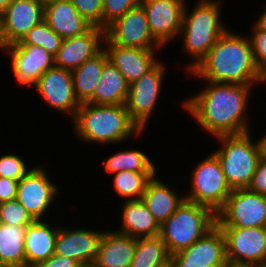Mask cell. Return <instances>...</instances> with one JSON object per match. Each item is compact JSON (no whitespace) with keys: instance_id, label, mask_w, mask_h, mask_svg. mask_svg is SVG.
<instances>
[{"instance_id":"obj_30","label":"cell","mask_w":266,"mask_h":267,"mask_svg":"<svg viewBox=\"0 0 266 267\" xmlns=\"http://www.w3.org/2000/svg\"><path fill=\"white\" fill-rule=\"evenodd\" d=\"M171 259L160 236L137 238V246L130 267H158Z\"/></svg>"},{"instance_id":"obj_40","label":"cell","mask_w":266,"mask_h":267,"mask_svg":"<svg viewBox=\"0 0 266 267\" xmlns=\"http://www.w3.org/2000/svg\"><path fill=\"white\" fill-rule=\"evenodd\" d=\"M78 265L79 264L75 260L53 254L50 258L41 262L36 267H78Z\"/></svg>"},{"instance_id":"obj_45","label":"cell","mask_w":266,"mask_h":267,"mask_svg":"<svg viewBox=\"0 0 266 267\" xmlns=\"http://www.w3.org/2000/svg\"><path fill=\"white\" fill-rule=\"evenodd\" d=\"M262 139H263V143H264V151L266 153V132H265V134H263Z\"/></svg>"},{"instance_id":"obj_43","label":"cell","mask_w":266,"mask_h":267,"mask_svg":"<svg viewBox=\"0 0 266 267\" xmlns=\"http://www.w3.org/2000/svg\"><path fill=\"white\" fill-rule=\"evenodd\" d=\"M13 0H0V14H3L9 3Z\"/></svg>"},{"instance_id":"obj_4","label":"cell","mask_w":266,"mask_h":267,"mask_svg":"<svg viewBox=\"0 0 266 267\" xmlns=\"http://www.w3.org/2000/svg\"><path fill=\"white\" fill-rule=\"evenodd\" d=\"M193 6L185 5L179 38L183 40V52L192 59L186 66L190 73L205 58L216 41L228 29L222 24L223 0H199ZM222 3V4H221Z\"/></svg>"},{"instance_id":"obj_29","label":"cell","mask_w":266,"mask_h":267,"mask_svg":"<svg viewBox=\"0 0 266 267\" xmlns=\"http://www.w3.org/2000/svg\"><path fill=\"white\" fill-rule=\"evenodd\" d=\"M103 163L105 172L112 175L120 171L157 173L154 160L152 161L145 152L138 149L120 150L104 158Z\"/></svg>"},{"instance_id":"obj_38","label":"cell","mask_w":266,"mask_h":267,"mask_svg":"<svg viewBox=\"0 0 266 267\" xmlns=\"http://www.w3.org/2000/svg\"><path fill=\"white\" fill-rule=\"evenodd\" d=\"M250 191L266 196V153H264L258 163L250 185Z\"/></svg>"},{"instance_id":"obj_8","label":"cell","mask_w":266,"mask_h":267,"mask_svg":"<svg viewBox=\"0 0 266 267\" xmlns=\"http://www.w3.org/2000/svg\"><path fill=\"white\" fill-rule=\"evenodd\" d=\"M226 241L229 265L266 266V227H219Z\"/></svg>"},{"instance_id":"obj_9","label":"cell","mask_w":266,"mask_h":267,"mask_svg":"<svg viewBox=\"0 0 266 267\" xmlns=\"http://www.w3.org/2000/svg\"><path fill=\"white\" fill-rule=\"evenodd\" d=\"M216 218L219 227H266V196L233 189Z\"/></svg>"},{"instance_id":"obj_14","label":"cell","mask_w":266,"mask_h":267,"mask_svg":"<svg viewBox=\"0 0 266 267\" xmlns=\"http://www.w3.org/2000/svg\"><path fill=\"white\" fill-rule=\"evenodd\" d=\"M187 0H141L150 32L163 49L178 37Z\"/></svg>"},{"instance_id":"obj_15","label":"cell","mask_w":266,"mask_h":267,"mask_svg":"<svg viewBox=\"0 0 266 267\" xmlns=\"http://www.w3.org/2000/svg\"><path fill=\"white\" fill-rule=\"evenodd\" d=\"M4 52L11 59L10 67L20 87L33 85L36 88L39 78L55 66L54 56L41 46L10 44L5 47Z\"/></svg>"},{"instance_id":"obj_28","label":"cell","mask_w":266,"mask_h":267,"mask_svg":"<svg viewBox=\"0 0 266 267\" xmlns=\"http://www.w3.org/2000/svg\"><path fill=\"white\" fill-rule=\"evenodd\" d=\"M26 227L0 223V261L8 267H26Z\"/></svg>"},{"instance_id":"obj_13","label":"cell","mask_w":266,"mask_h":267,"mask_svg":"<svg viewBox=\"0 0 266 267\" xmlns=\"http://www.w3.org/2000/svg\"><path fill=\"white\" fill-rule=\"evenodd\" d=\"M175 267H228L226 241L216 224L203 237L171 255Z\"/></svg>"},{"instance_id":"obj_5","label":"cell","mask_w":266,"mask_h":267,"mask_svg":"<svg viewBox=\"0 0 266 267\" xmlns=\"http://www.w3.org/2000/svg\"><path fill=\"white\" fill-rule=\"evenodd\" d=\"M251 132L215 137L220 146L213 153L219 159L227 182L232 189L247 188L265 153L261 138L254 141Z\"/></svg>"},{"instance_id":"obj_10","label":"cell","mask_w":266,"mask_h":267,"mask_svg":"<svg viewBox=\"0 0 266 267\" xmlns=\"http://www.w3.org/2000/svg\"><path fill=\"white\" fill-rule=\"evenodd\" d=\"M166 67L161 60L152 70L129 85L125 103L130 118L145 130L153 115L164 84ZM165 72V73H164Z\"/></svg>"},{"instance_id":"obj_3","label":"cell","mask_w":266,"mask_h":267,"mask_svg":"<svg viewBox=\"0 0 266 267\" xmlns=\"http://www.w3.org/2000/svg\"><path fill=\"white\" fill-rule=\"evenodd\" d=\"M72 121L74 133L82 142L98 145L126 143L144 132L130 118L125 105L81 103Z\"/></svg>"},{"instance_id":"obj_44","label":"cell","mask_w":266,"mask_h":267,"mask_svg":"<svg viewBox=\"0 0 266 267\" xmlns=\"http://www.w3.org/2000/svg\"><path fill=\"white\" fill-rule=\"evenodd\" d=\"M158 267H175V265H174L173 260L170 259L169 261H167L166 263H164L163 265L158 266Z\"/></svg>"},{"instance_id":"obj_6","label":"cell","mask_w":266,"mask_h":267,"mask_svg":"<svg viewBox=\"0 0 266 267\" xmlns=\"http://www.w3.org/2000/svg\"><path fill=\"white\" fill-rule=\"evenodd\" d=\"M216 219L210 208L185 199L160 225L159 236L173 255L203 237L216 225Z\"/></svg>"},{"instance_id":"obj_33","label":"cell","mask_w":266,"mask_h":267,"mask_svg":"<svg viewBox=\"0 0 266 267\" xmlns=\"http://www.w3.org/2000/svg\"><path fill=\"white\" fill-rule=\"evenodd\" d=\"M34 219L17 199L0 203V223L16 226H28Z\"/></svg>"},{"instance_id":"obj_20","label":"cell","mask_w":266,"mask_h":267,"mask_svg":"<svg viewBox=\"0 0 266 267\" xmlns=\"http://www.w3.org/2000/svg\"><path fill=\"white\" fill-rule=\"evenodd\" d=\"M105 30L93 26L87 33L63 39L54 56L55 67L74 70L103 49Z\"/></svg>"},{"instance_id":"obj_2","label":"cell","mask_w":266,"mask_h":267,"mask_svg":"<svg viewBox=\"0 0 266 267\" xmlns=\"http://www.w3.org/2000/svg\"><path fill=\"white\" fill-rule=\"evenodd\" d=\"M243 35L228 28L188 75L205 82L265 85V78L258 72L250 40Z\"/></svg>"},{"instance_id":"obj_36","label":"cell","mask_w":266,"mask_h":267,"mask_svg":"<svg viewBox=\"0 0 266 267\" xmlns=\"http://www.w3.org/2000/svg\"><path fill=\"white\" fill-rule=\"evenodd\" d=\"M252 33L248 36L258 72L266 79V32L254 24Z\"/></svg>"},{"instance_id":"obj_34","label":"cell","mask_w":266,"mask_h":267,"mask_svg":"<svg viewBox=\"0 0 266 267\" xmlns=\"http://www.w3.org/2000/svg\"><path fill=\"white\" fill-rule=\"evenodd\" d=\"M141 0H103L102 29H106L129 10L139 6Z\"/></svg>"},{"instance_id":"obj_11","label":"cell","mask_w":266,"mask_h":267,"mask_svg":"<svg viewBox=\"0 0 266 267\" xmlns=\"http://www.w3.org/2000/svg\"><path fill=\"white\" fill-rule=\"evenodd\" d=\"M44 166L36 165L18 181L17 201L34 220H43L53 202L59 196L60 187L53 183Z\"/></svg>"},{"instance_id":"obj_23","label":"cell","mask_w":266,"mask_h":267,"mask_svg":"<svg viewBox=\"0 0 266 267\" xmlns=\"http://www.w3.org/2000/svg\"><path fill=\"white\" fill-rule=\"evenodd\" d=\"M58 228L46 220H34L26 227L24 236L26 267H36L54 254Z\"/></svg>"},{"instance_id":"obj_37","label":"cell","mask_w":266,"mask_h":267,"mask_svg":"<svg viewBox=\"0 0 266 267\" xmlns=\"http://www.w3.org/2000/svg\"><path fill=\"white\" fill-rule=\"evenodd\" d=\"M76 10L93 26L102 28L103 0H71Z\"/></svg>"},{"instance_id":"obj_41","label":"cell","mask_w":266,"mask_h":267,"mask_svg":"<svg viewBox=\"0 0 266 267\" xmlns=\"http://www.w3.org/2000/svg\"><path fill=\"white\" fill-rule=\"evenodd\" d=\"M258 29H261L266 32V7L261 15L253 23Z\"/></svg>"},{"instance_id":"obj_18","label":"cell","mask_w":266,"mask_h":267,"mask_svg":"<svg viewBox=\"0 0 266 267\" xmlns=\"http://www.w3.org/2000/svg\"><path fill=\"white\" fill-rule=\"evenodd\" d=\"M44 20V0H13L2 14L6 46L17 43Z\"/></svg>"},{"instance_id":"obj_47","label":"cell","mask_w":266,"mask_h":267,"mask_svg":"<svg viewBox=\"0 0 266 267\" xmlns=\"http://www.w3.org/2000/svg\"><path fill=\"white\" fill-rule=\"evenodd\" d=\"M0 267H8V266L0 261Z\"/></svg>"},{"instance_id":"obj_42","label":"cell","mask_w":266,"mask_h":267,"mask_svg":"<svg viewBox=\"0 0 266 267\" xmlns=\"http://www.w3.org/2000/svg\"><path fill=\"white\" fill-rule=\"evenodd\" d=\"M6 47L5 38L3 35V23H2V14H0V50L3 51Z\"/></svg>"},{"instance_id":"obj_19","label":"cell","mask_w":266,"mask_h":267,"mask_svg":"<svg viewBox=\"0 0 266 267\" xmlns=\"http://www.w3.org/2000/svg\"><path fill=\"white\" fill-rule=\"evenodd\" d=\"M103 45L109 61L124 75L129 85L152 70L160 62V59L156 57V53L160 49L117 46L106 37Z\"/></svg>"},{"instance_id":"obj_1","label":"cell","mask_w":266,"mask_h":267,"mask_svg":"<svg viewBox=\"0 0 266 267\" xmlns=\"http://www.w3.org/2000/svg\"><path fill=\"white\" fill-rule=\"evenodd\" d=\"M199 93L181 103L182 108L196 119L206 133L220 135L241 134L251 131L247 109L255 85L205 82ZM248 102V103H247Z\"/></svg>"},{"instance_id":"obj_25","label":"cell","mask_w":266,"mask_h":267,"mask_svg":"<svg viewBox=\"0 0 266 267\" xmlns=\"http://www.w3.org/2000/svg\"><path fill=\"white\" fill-rule=\"evenodd\" d=\"M122 205L121 225L114 231L135 238L159 236L160 225L142 200L123 201Z\"/></svg>"},{"instance_id":"obj_7","label":"cell","mask_w":266,"mask_h":267,"mask_svg":"<svg viewBox=\"0 0 266 267\" xmlns=\"http://www.w3.org/2000/svg\"><path fill=\"white\" fill-rule=\"evenodd\" d=\"M186 200L210 208L217 214L225 205L232 192L217 156L212 152L198 162L191 172Z\"/></svg>"},{"instance_id":"obj_39","label":"cell","mask_w":266,"mask_h":267,"mask_svg":"<svg viewBox=\"0 0 266 267\" xmlns=\"http://www.w3.org/2000/svg\"><path fill=\"white\" fill-rule=\"evenodd\" d=\"M18 181L0 177V203L16 199Z\"/></svg>"},{"instance_id":"obj_16","label":"cell","mask_w":266,"mask_h":267,"mask_svg":"<svg viewBox=\"0 0 266 267\" xmlns=\"http://www.w3.org/2000/svg\"><path fill=\"white\" fill-rule=\"evenodd\" d=\"M35 89L47 105L74 119L80 103L74 94L70 70L55 66L48 69L37 81Z\"/></svg>"},{"instance_id":"obj_32","label":"cell","mask_w":266,"mask_h":267,"mask_svg":"<svg viewBox=\"0 0 266 267\" xmlns=\"http://www.w3.org/2000/svg\"><path fill=\"white\" fill-rule=\"evenodd\" d=\"M62 40L63 39L43 20L33 27L21 41L14 44L41 46L45 51L55 56L60 49Z\"/></svg>"},{"instance_id":"obj_46","label":"cell","mask_w":266,"mask_h":267,"mask_svg":"<svg viewBox=\"0 0 266 267\" xmlns=\"http://www.w3.org/2000/svg\"><path fill=\"white\" fill-rule=\"evenodd\" d=\"M78 267H95L94 264H80Z\"/></svg>"},{"instance_id":"obj_12","label":"cell","mask_w":266,"mask_h":267,"mask_svg":"<svg viewBox=\"0 0 266 267\" xmlns=\"http://www.w3.org/2000/svg\"><path fill=\"white\" fill-rule=\"evenodd\" d=\"M105 37L117 46L162 49L153 38L143 6L129 10L105 29Z\"/></svg>"},{"instance_id":"obj_22","label":"cell","mask_w":266,"mask_h":267,"mask_svg":"<svg viewBox=\"0 0 266 267\" xmlns=\"http://www.w3.org/2000/svg\"><path fill=\"white\" fill-rule=\"evenodd\" d=\"M137 246V238L105 230L101 236L95 267H130Z\"/></svg>"},{"instance_id":"obj_21","label":"cell","mask_w":266,"mask_h":267,"mask_svg":"<svg viewBox=\"0 0 266 267\" xmlns=\"http://www.w3.org/2000/svg\"><path fill=\"white\" fill-rule=\"evenodd\" d=\"M44 21L62 39L83 35L93 27L71 0H44Z\"/></svg>"},{"instance_id":"obj_26","label":"cell","mask_w":266,"mask_h":267,"mask_svg":"<svg viewBox=\"0 0 266 267\" xmlns=\"http://www.w3.org/2000/svg\"><path fill=\"white\" fill-rule=\"evenodd\" d=\"M129 84L124 75L108 60L89 103L95 105H125Z\"/></svg>"},{"instance_id":"obj_48","label":"cell","mask_w":266,"mask_h":267,"mask_svg":"<svg viewBox=\"0 0 266 267\" xmlns=\"http://www.w3.org/2000/svg\"><path fill=\"white\" fill-rule=\"evenodd\" d=\"M228 267H247V266H234V265H229Z\"/></svg>"},{"instance_id":"obj_17","label":"cell","mask_w":266,"mask_h":267,"mask_svg":"<svg viewBox=\"0 0 266 267\" xmlns=\"http://www.w3.org/2000/svg\"><path fill=\"white\" fill-rule=\"evenodd\" d=\"M104 230L59 226L54 254L75 260L80 264H93Z\"/></svg>"},{"instance_id":"obj_35","label":"cell","mask_w":266,"mask_h":267,"mask_svg":"<svg viewBox=\"0 0 266 267\" xmlns=\"http://www.w3.org/2000/svg\"><path fill=\"white\" fill-rule=\"evenodd\" d=\"M31 169L23 158L14 153H5L0 156V177L19 181Z\"/></svg>"},{"instance_id":"obj_27","label":"cell","mask_w":266,"mask_h":267,"mask_svg":"<svg viewBox=\"0 0 266 267\" xmlns=\"http://www.w3.org/2000/svg\"><path fill=\"white\" fill-rule=\"evenodd\" d=\"M108 60L107 52L102 49L93 58L71 71L74 94L80 104L91 101L104 64Z\"/></svg>"},{"instance_id":"obj_31","label":"cell","mask_w":266,"mask_h":267,"mask_svg":"<svg viewBox=\"0 0 266 267\" xmlns=\"http://www.w3.org/2000/svg\"><path fill=\"white\" fill-rule=\"evenodd\" d=\"M155 175L157 174L120 171L113 174L112 185L118 196L125 198V201L141 200L147 183Z\"/></svg>"},{"instance_id":"obj_24","label":"cell","mask_w":266,"mask_h":267,"mask_svg":"<svg viewBox=\"0 0 266 267\" xmlns=\"http://www.w3.org/2000/svg\"><path fill=\"white\" fill-rule=\"evenodd\" d=\"M185 195L177 194V189L168 186L155 175L146 185L141 200L161 225L165 222L185 200Z\"/></svg>"}]
</instances>
